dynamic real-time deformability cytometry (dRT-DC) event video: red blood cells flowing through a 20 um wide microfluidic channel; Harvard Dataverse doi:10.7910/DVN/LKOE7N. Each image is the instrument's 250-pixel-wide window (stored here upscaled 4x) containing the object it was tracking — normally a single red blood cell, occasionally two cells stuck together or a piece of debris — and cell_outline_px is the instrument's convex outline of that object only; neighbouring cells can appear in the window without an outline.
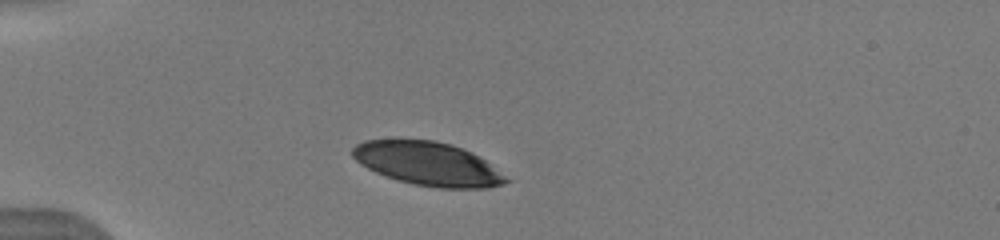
{"species": "human", "species_latin": "Homo sapiens", "temperature_condition": "warm", "stored_images_in_passage": 2, "camera_frame_rate_fps": 3000, "um_per_image_px": 0.085, "donor": {"sex": "male"}, "frame": {"image": 1, "passage_image": 1, "time_ms": 0.0, "image_size_px": [1000, 240], "cell_outline_px": [[512, 180], [504, 184], [488, 188], [440, 188], [416, 184], [400, 180], [376, 172], [360, 164], [352, 156], [352, 148], [356, 144], [364, 140], [396, 136], [436, 140], [452, 144], [472, 152], [484, 160]], "centroid_in_image_um": [36.33, 13.86], "position_along_channel_um": 48.7, "area_um2": 39.77}}